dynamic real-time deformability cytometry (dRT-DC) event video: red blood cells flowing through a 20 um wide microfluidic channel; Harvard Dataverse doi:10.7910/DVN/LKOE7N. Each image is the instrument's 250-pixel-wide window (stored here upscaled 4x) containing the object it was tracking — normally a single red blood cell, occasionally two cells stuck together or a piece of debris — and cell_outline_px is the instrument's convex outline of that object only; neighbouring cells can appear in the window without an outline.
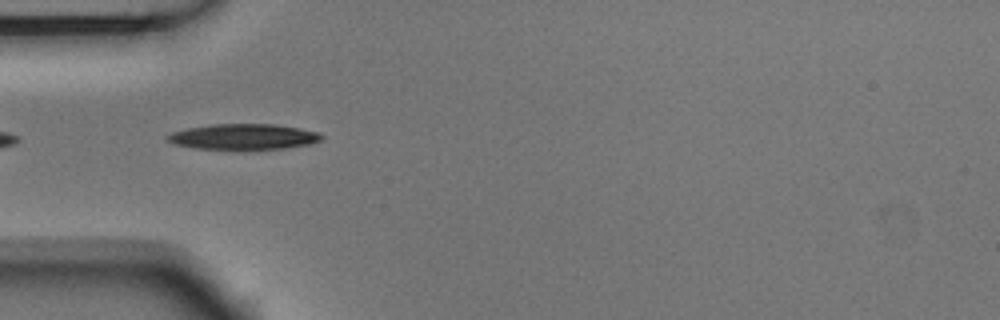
{"species": "Egyptian fruit bat (a non-hibernating species)", "species_latin": "Rousettus aegyptiacus", "temperature_condition": "room temperature", "stored_images_in_passage": 6, "camera_frame_rate_fps": 3000, "um_per_image_px": 0.085, "animal": {"sex": "male"}, "frame": {"image": 1, "passage_image": 1, "time_ms": 0.0, "image_size_px": [1000, 320], "cell_outline_px": [[324, 136], [320, 140], [308, 144], [284, 148], [196, 148], [176, 144], [168, 140], [164, 136], [172, 132], [188, 128], [212, 124], [272, 124], [320, 132]], "centroid_in_image_um": [20.69, 11.6], "position_along_channel_um": 64.3, "area_um2": 22.37}}